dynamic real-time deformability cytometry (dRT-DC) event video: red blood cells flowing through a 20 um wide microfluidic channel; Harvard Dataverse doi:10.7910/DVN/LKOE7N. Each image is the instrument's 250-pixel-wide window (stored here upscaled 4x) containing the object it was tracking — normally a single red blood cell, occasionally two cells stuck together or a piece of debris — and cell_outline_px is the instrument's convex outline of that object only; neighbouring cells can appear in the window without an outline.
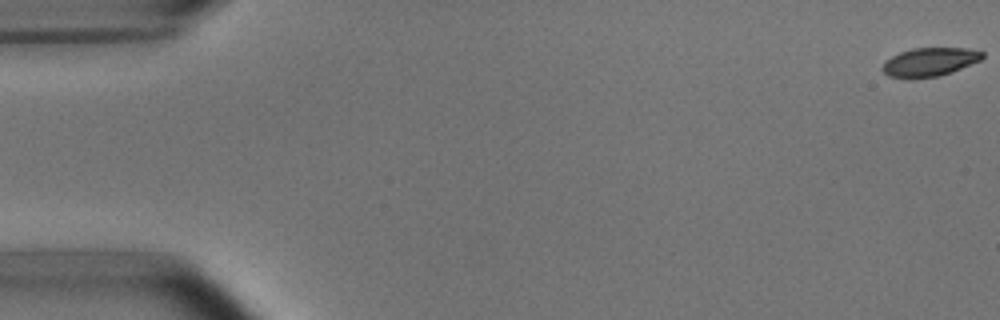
{"species": "common noctule bat (a hibernating species)", "species_latin": "Nyctalus noctula", "temperature_condition": "room temperature", "stored_images_in_passage": 11, "camera_frame_rate_fps": 3000, "um_per_image_px": 0.085, "animal": {"sex": "male", "body_mass_g": 15.6}, "frame": {"image": 1, "passage_image": 1, "time_ms": 0.0, "image_size_px": [1000, 320], "cell_outline_px": [[984, 56], [980, 60], [960, 68], [936, 76], [888, 76], [880, 68], [884, 60], [900, 52], [912, 48], [968, 48], [984, 52]], "centroid_in_image_um": [79.0, 5.22], "position_along_channel_um": 6.0, "area_um2": 16.07}}
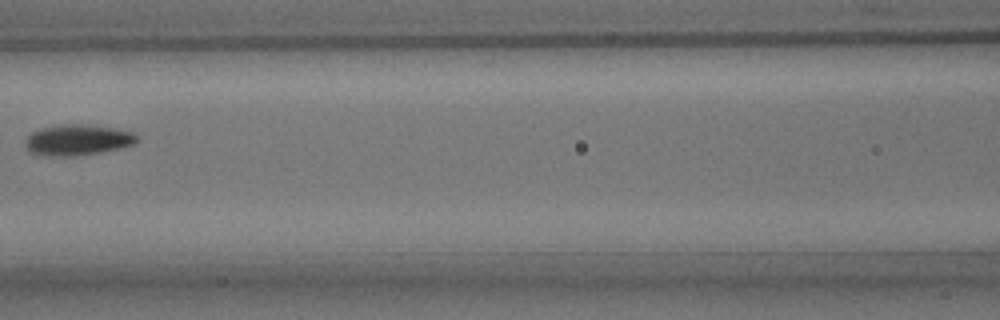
{"frame": {"image": 2, "passage_image": 7, "time_ms": 8.0, "image_size_px": [1000, 320], "cell_outline_px": [[140, 140], [132, 144], [120, 148], [100, 152], [72, 156], [52, 156], [28, 152], [28, 136], [32, 132], [44, 128], [60, 124], [80, 124], [116, 128], [132, 132]], "centroid_in_image_um": [6.64, 11.89], "position_along_channel_um": 160.0, "area_um2": 19.65}}
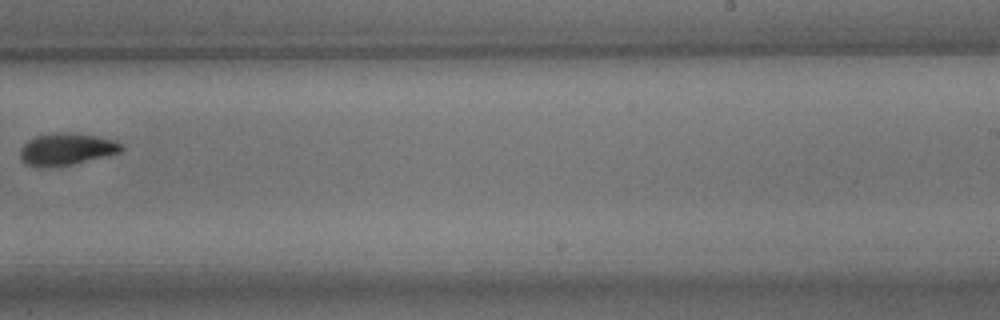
{"frame": {"image": 3, "passage_image": 10, "time_ms": 11.333, "image_size_px": [1000, 320], "cell_outline_px": [[124, 148], [120, 152], [72, 164], [48, 168], [36, 168], [28, 164], [20, 156], [20, 148], [28, 140], [36, 136], [52, 132], [80, 132], [116, 140]], "centroid_in_image_um": [5.64, 12.66], "position_along_channel_um": 283.4, "area_um2": 19.13}}